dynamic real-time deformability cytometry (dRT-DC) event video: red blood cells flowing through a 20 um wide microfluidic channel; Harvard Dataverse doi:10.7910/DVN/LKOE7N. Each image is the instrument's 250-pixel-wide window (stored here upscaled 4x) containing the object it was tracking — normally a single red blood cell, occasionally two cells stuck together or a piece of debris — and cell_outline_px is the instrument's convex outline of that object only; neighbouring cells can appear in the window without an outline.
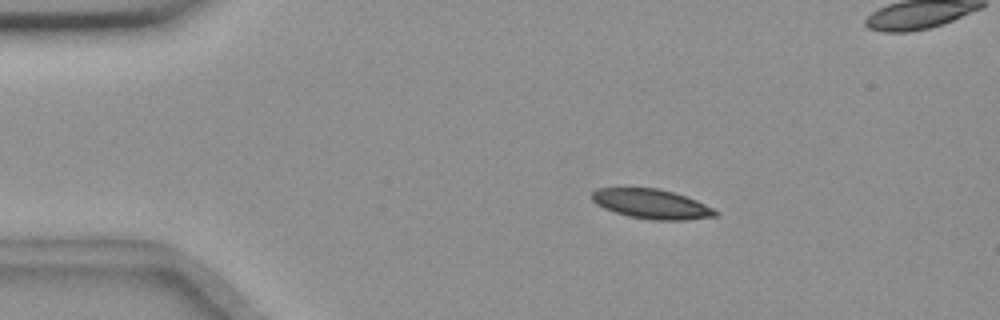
{"species": "common noctule bat (a hibernating species)", "species_latin": "Nyctalus noctula", "temperature_condition": "room temperature", "stored_images_in_passage": 54, "camera_frame_rate_fps": 3000, "um_per_image_px": 0.085, "animal": {"sex": "female", "body_mass_g": 18.4}, "frame": {"image": 1, "passage_image": 7, "time_ms": 2.0, "image_size_px": [1000, 320], "cell_outline_px": [[720, 212], [716, 216], [684, 220], [652, 220], [628, 216], [604, 208], [596, 204], [588, 196], [596, 188], [660, 188], [696, 200]], "centroid_in_image_um": [55.34, 17.33], "position_along_channel_um": 29.7, "area_um2": 21.27}}
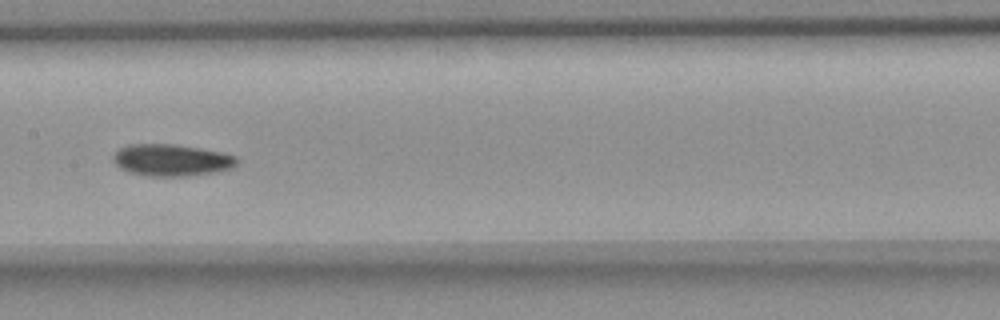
{"frame": {"image": 2, "passage_image": 25, "time_ms": 8.0, "image_size_px": [1000, 320], "cell_outline_px": [[236, 164], [232, 168], [212, 172], [188, 176], [148, 176], [128, 172], [120, 168], [112, 160], [112, 156], [120, 148], [132, 144], [172, 144], [220, 152], [236, 156]], "centroid_in_image_um": [14.53, 13.62], "position_along_channel_um": 192.9, "area_um2": 22.66}}
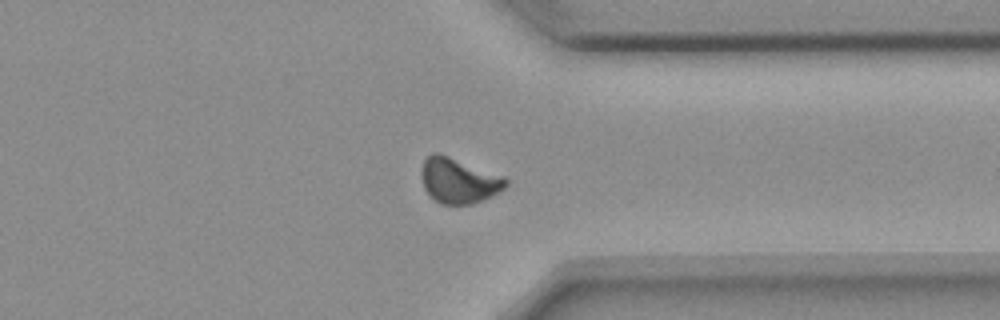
{"frame": {"image": 3, "passage_image": 40, "time_ms": 13.0, "image_size_px": [1000, 320], "cell_outline_px": [[508, 184], [504, 188], [492, 196], [484, 200], [472, 204], [440, 204], [424, 188], [424, 160], [432, 152], [436, 152], [448, 156], [504, 176], [508, 180]], "centroid_in_image_um": [39.05, 15.36], "position_along_channel_um": 372.3, "area_um2": 21.73}, "authors_computed_cell_mechanics": {"area_um2": 21.7906, "velocity_mm_per_s": 3.6301, "shape_relaxation_time_tau1_ms": 4.9044, "shape_relaxation_time_tau2_ms": 6.4317, "deformation_change_tau1": 0.1121, "deformation_change_tau2": 0.1047}}